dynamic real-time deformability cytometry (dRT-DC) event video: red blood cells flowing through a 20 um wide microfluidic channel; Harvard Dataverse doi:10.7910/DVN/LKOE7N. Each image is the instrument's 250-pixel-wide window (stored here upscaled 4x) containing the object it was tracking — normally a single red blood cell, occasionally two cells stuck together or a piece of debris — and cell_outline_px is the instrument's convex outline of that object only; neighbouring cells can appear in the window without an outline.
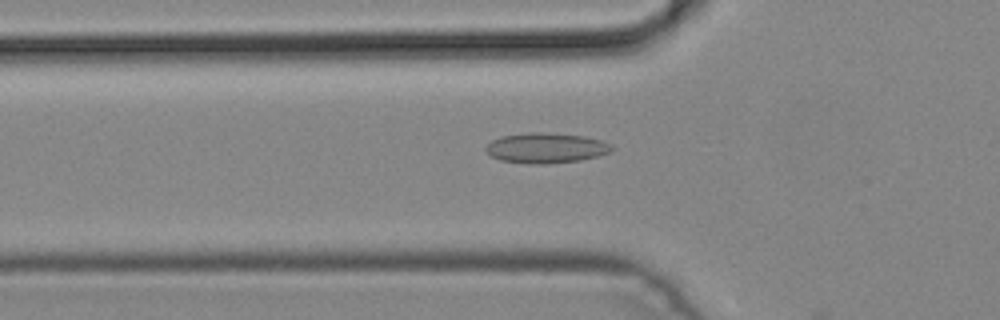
{"species": "common noctule bat (a hibernating species)", "species_latin": "Nyctalus noctula", "temperature_condition": "cold", "stored_images_in_passage": 17, "camera_frame_rate_fps": 3000, "um_per_image_px": 0.085, "animal": {"sex": "male", "body_mass_g": 19.2, "forearm_length_mm": 51.8}, "frame": {"image": 1, "passage_image": 16, "time_ms": 5.0, "image_size_px": [1000, 320], "cell_outline_px": [[616, 148], [608, 152], [596, 156], [580, 160], [548, 164], [532, 164], [500, 160], [492, 156], [484, 148], [492, 140], [500, 136], [532, 132], [544, 132], [584, 136], [600, 140]], "centroid_in_image_um": [46.39, 12.57], "position_along_channel_um": 79.4, "area_um2": 22.02}}